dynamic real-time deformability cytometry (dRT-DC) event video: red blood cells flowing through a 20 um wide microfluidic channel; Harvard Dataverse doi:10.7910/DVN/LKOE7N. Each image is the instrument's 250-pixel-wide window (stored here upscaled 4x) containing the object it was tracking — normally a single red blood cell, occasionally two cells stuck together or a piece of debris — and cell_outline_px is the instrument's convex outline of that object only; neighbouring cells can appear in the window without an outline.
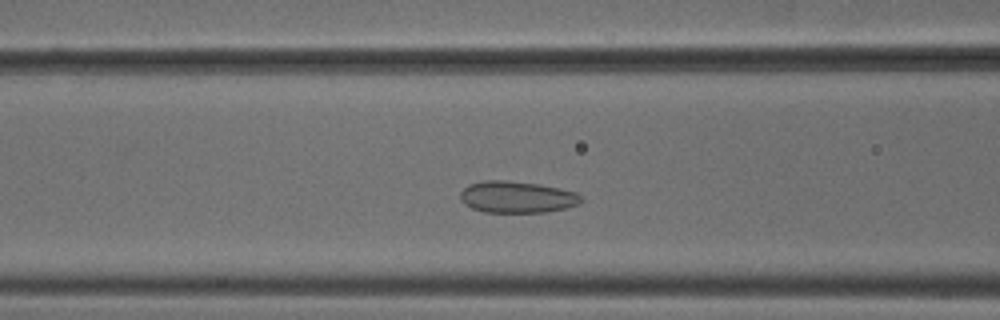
{"species": "common noctule bat (a hibernating species)", "species_latin": "Nyctalus noctula", "temperature_condition": "cold", "stored_images_in_passage": 45, "camera_frame_rate_fps": 3000, "um_per_image_px": 0.085, "animal": {"sex": "male", "body_mass_g": 18.8}, "frame": {"image": 1, "passage_image": 13, "time_ms": 4.0, "image_size_px": [1000, 320], "cell_outline_px": [[584, 200], [576, 204], [564, 208], [544, 212], [484, 212], [472, 208], [464, 204], [460, 200], [460, 192], [468, 184], [484, 180], [508, 180], [540, 184], [560, 188], [576, 192]], "centroid_in_image_um": [43.9, 16.73], "position_along_channel_um": 122.7, "area_um2": 22.37}}
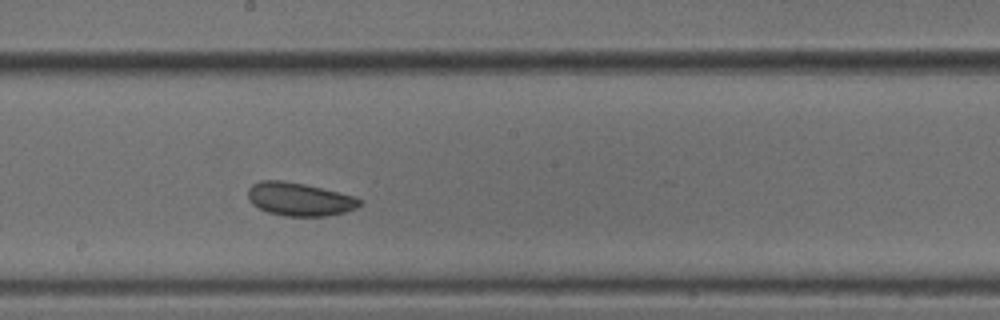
{"frame": {"image": 2, "passage_image": 21, "time_ms": 6.667, "image_size_px": [1000, 320], "cell_outline_px": [[364, 200], [356, 208], [344, 212], [328, 216], [284, 216], [268, 212], [252, 204], [248, 200], [248, 188], [252, 184], [260, 180], [280, 180], [304, 184], [356, 196]], "centroid_in_image_um": [25.46, 16.93], "position_along_channel_um": 222.7, "area_um2": 21.73}}
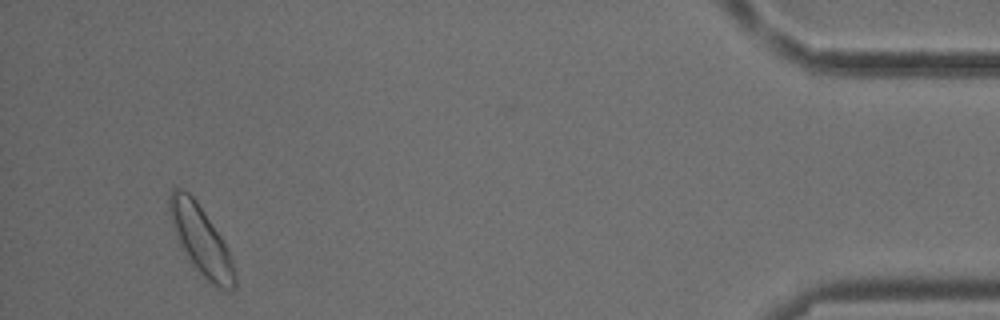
{"frame": {"image": 3, "passage_image": 42, "time_ms": 13.667, "image_size_px": [1000, 320], "cell_outline_px": [[236, 284], [232, 288], [220, 288], [212, 284], [188, 260], [176, 240], [168, 208], [168, 196], [172, 188], [180, 188], [188, 192], [196, 200], [228, 248], [232, 260], [236, 276]], "centroid_in_image_um": [17.04, 20.38], "position_along_channel_um": 418.2, "area_um2": 25.95}, "authors_computed_cell_mechanics": {"area_um2": 22.4264, "velocity_mm_per_s": 3.7544, "shape_relaxation_time_tau1_ms": null, "shape_relaxation_time_tau2_ms": 1.9933, "deformation_change_tau1": null, "deformation_change_tau2": 0.0508}}